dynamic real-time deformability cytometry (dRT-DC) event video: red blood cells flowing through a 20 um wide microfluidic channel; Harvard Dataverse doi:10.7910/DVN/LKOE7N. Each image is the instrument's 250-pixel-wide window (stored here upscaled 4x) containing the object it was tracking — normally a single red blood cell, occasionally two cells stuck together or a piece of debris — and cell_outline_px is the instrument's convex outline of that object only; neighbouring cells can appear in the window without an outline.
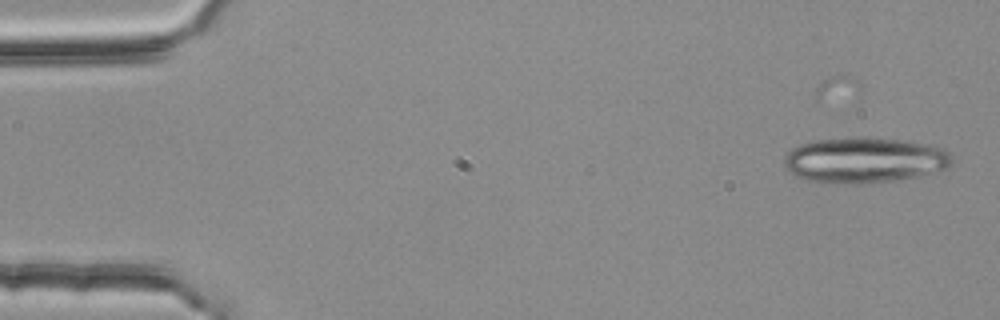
{"species": "common noctule bat (a hibernating species)", "species_latin": "Nyctalus noctula", "temperature_condition": "room temperature", "stored_images_in_passage": 14, "camera_frame_rate_fps": 3000, "um_per_image_px": 0.085, "animal": {"sex": "female", "body_mass_g": 25.1}, "frame": {"image": 1, "passage_image": 1, "time_ms": 0.0, "image_size_px": [1000, 320], "cell_outline_px": [[952, 164], [948, 168], [920, 176], [900, 180], [808, 180], [796, 176], [784, 168], [784, 156], [792, 148], [800, 144], [812, 140], [856, 136], [864, 136], [904, 140], [928, 144], [944, 148], [952, 156]], "centroid_in_image_um": [73.52, 13.53], "position_along_channel_um": 11.5, "area_um2": 43.87}}